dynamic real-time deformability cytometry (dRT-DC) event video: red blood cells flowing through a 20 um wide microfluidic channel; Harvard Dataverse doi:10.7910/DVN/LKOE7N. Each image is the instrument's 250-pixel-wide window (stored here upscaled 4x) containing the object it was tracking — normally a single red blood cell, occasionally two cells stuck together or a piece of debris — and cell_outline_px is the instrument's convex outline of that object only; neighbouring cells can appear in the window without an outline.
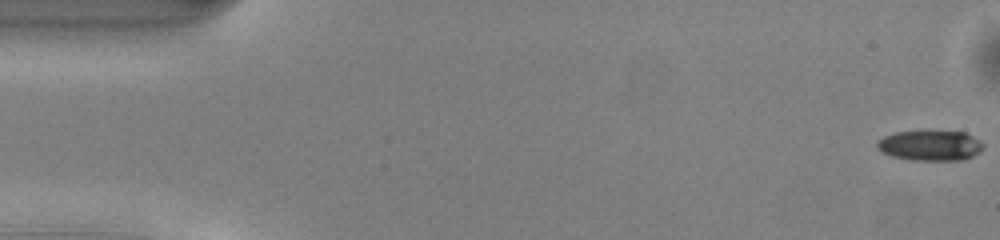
{"species": "common noctule bat (a hibernating species)", "species_latin": "Nyctalus noctula", "temperature_condition": "warm", "stored_images_in_passage": 50, "camera_frame_rate_fps": 3000, "um_per_image_px": 0.085, "animal": {"sex": "male", "body_mass_g": 13.0, "forearm_length_mm": 53.1}, "frame": {"image": 1, "passage_image": 1, "time_ms": 0.0, "image_size_px": [1000, 240], "cell_outline_px": [[984, 148], [980, 152], [964, 160], [912, 160], [892, 156], [880, 152], [876, 148], [876, 144], [884, 136], [896, 132], [964, 132], [972, 136], [984, 144]], "centroid_in_image_um": [79.07, 12.39], "position_along_channel_um": 5.9, "area_um2": 18.55}}
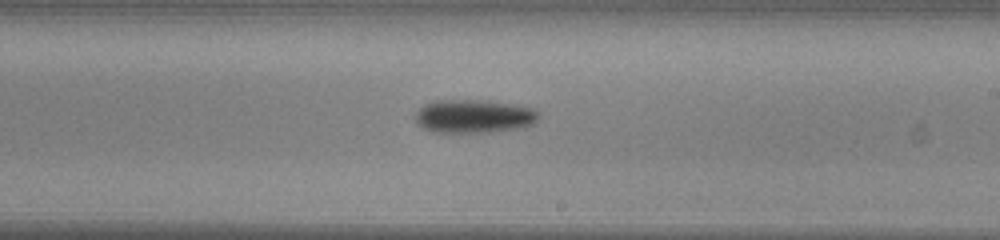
{"frame": {"image": 2, "passage_image": 29, "time_ms": 9.333, "image_size_px": [1000, 240], "cell_outline_px": [[540, 120], [524, 128], [488, 132], [436, 132], [424, 128], [416, 120], [416, 112], [420, 108], [436, 100], [488, 100], [532, 108], [540, 112]], "centroid_in_image_um": [40.36, 9.88], "position_along_channel_um": 248.6, "area_um2": 23.99}}
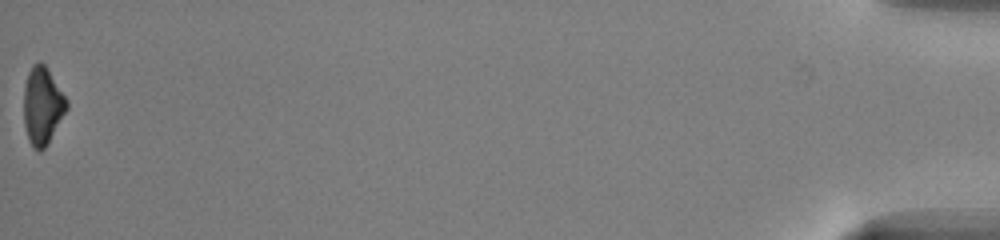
{"frame": {"image": 3, "passage_image": 50, "time_ms": 16.333, "image_size_px": [1000, 240], "cell_outline_px": [[68, 108], [44, 148], [40, 152], [36, 152], [32, 148], [28, 140], [24, 124], [24, 84], [28, 72], [32, 64], [40, 60], [44, 64], [68, 100]], "centroid_in_image_um": [3.59, 8.99], "position_along_channel_um": 431.6, "area_um2": 19.42}, "authors_computed_cell_mechanics": {"area_um2": 20.808, "velocity_mm_per_s": 4.1672, "shape_relaxation_time_tau1_ms": 3.0238, "shape_relaxation_time_tau2_ms": null, "deformation_change_tau1": 0.1201, "deformation_change_tau2": null}}